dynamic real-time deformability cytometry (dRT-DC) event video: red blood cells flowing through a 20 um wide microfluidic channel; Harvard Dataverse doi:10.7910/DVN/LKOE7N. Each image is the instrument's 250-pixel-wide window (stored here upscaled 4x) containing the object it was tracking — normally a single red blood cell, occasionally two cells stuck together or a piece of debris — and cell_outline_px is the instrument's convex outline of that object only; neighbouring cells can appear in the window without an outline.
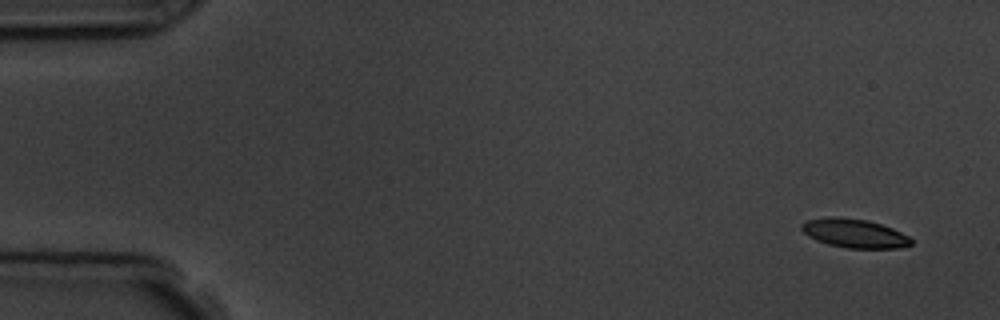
{"species": "common noctule bat (a hibernating species)", "species_latin": "Nyctalus noctula", "temperature_condition": "room temperature", "stored_images_in_passage": 4, "camera_frame_rate_fps": 3000, "um_per_image_px": 0.085, "animal": {"sex": "male", "body_mass_g": 19.5, "forearm_length_mm": 54.6}, "frame": {"image": 1, "passage_image": 1, "time_ms": 0.0, "image_size_px": [1000, 320], "cell_outline_px": [[912, 244], [900, 248], [848, 248], [828, 244], [816, 240], [808, 236], [800, 228], [800, 224], [808, 220], [832, 216], [840, 216], [868, 220], [892, 228], [908, 236], [912, 240]], "centroid_in_image_um": [72.61, 19.82], "position_along_channel_um": 12.4, "area_um2": 18.44}}
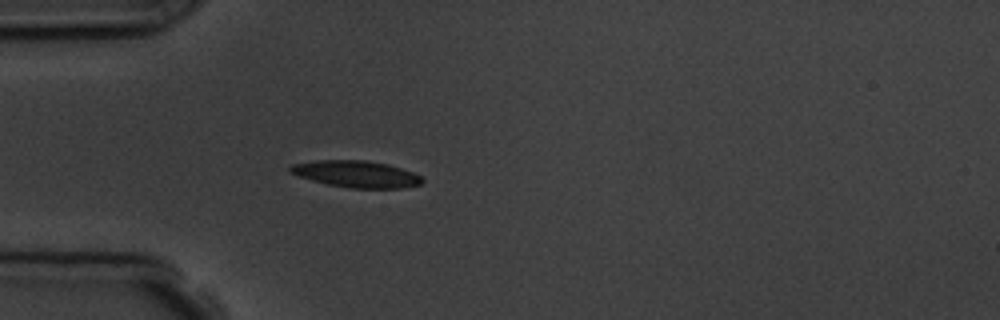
{"frame": {"image": 2, "passage_image": 4, "time_ms": 4.333, "image_size_px": [1000, 320], "cell_outline_px": [[424, 180], [420, 184], [404, 188], [348, 188], [328, 184], [312, 180], [300, 176], [292, 172], [288, 168], [292, 164], [316, 160], [364, 160], [388, 164], [412, 172], [420, 176]], "centroid_in_image_um": [30.3, 14.79], "position_along_channel_um": 54.7, "area_um2": 20.35}}